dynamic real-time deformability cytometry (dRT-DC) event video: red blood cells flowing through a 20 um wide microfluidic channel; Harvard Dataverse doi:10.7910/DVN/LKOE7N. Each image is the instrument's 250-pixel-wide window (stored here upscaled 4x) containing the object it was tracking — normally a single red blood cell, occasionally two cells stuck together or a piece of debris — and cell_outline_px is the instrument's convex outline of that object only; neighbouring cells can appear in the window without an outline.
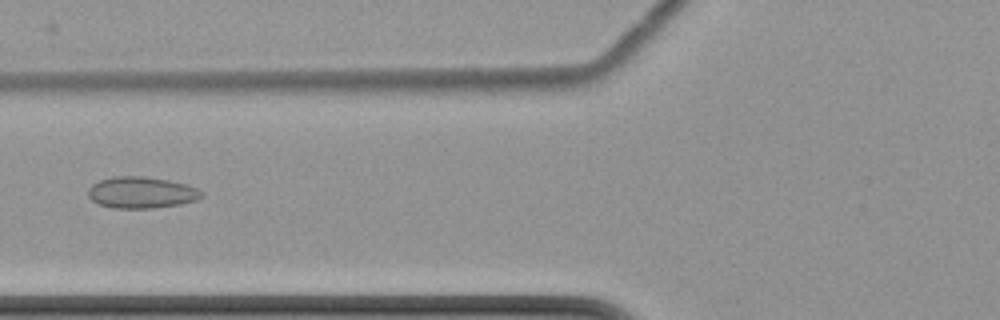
{"species": "common noctule bat (a hibernating species)", "species_latin": "Nyctalus noctula", "temperature_condition": "cold", "stored_images_in_passage": 7, "camera_frame_rate_fps": 3000, "um_per_image_px": 0.085, "animal": {"sex": "female", "body_mass_g": 22.7, "forearm_length_mm": 54.2}, "frame": {"image": 1, "passage_image": 7, "time_ms": 7.333, "image_size_px": [1000, 320], "cell_outline_px": [[204, 196], [196, 200], [180, 204], [152, 208], [112, 208], [100, 204], [92, 200], [88, 196], [88, 188], [92, 184], [100, 180], [112, 176], [144, 176], [168, 180], [188, 184], [204, 192]], "centroid_in_image_um": [12.03, 16.36], "position_along_channel_um": 113.8, "area_um2": 20.92}}